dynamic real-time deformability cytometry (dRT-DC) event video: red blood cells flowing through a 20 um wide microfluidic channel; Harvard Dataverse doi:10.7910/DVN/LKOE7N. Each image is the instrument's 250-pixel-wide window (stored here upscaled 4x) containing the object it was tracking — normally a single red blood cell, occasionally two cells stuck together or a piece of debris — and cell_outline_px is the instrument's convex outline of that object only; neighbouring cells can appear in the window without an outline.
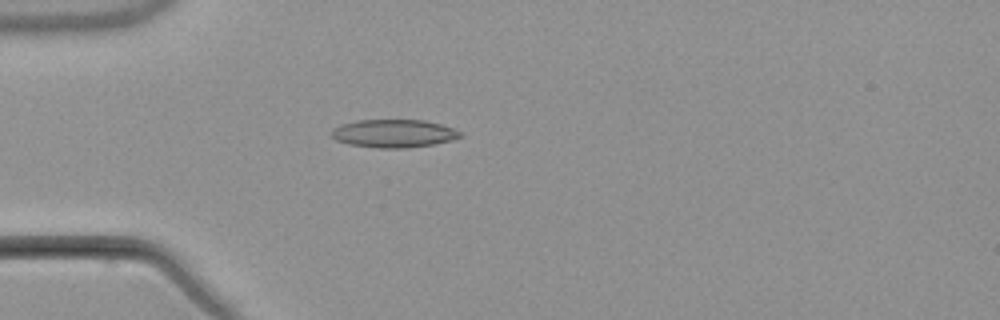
{"species": "common noctule bat (a hibernating species)", "species_latin": "Nyctalus noctula", "temperature_condition": "warm", "stored_images_in_passage": 4, "camera_frame_rate_fps": 3000, "um_per_image_px": 0.085, "animal": {"sex": "male", "body_mass_g": 21.5, "forearm_length_mm": 52.0}, "frame": {"image": 1, "passage_image": 4, "time_ms": 4.667, "image_size_px": [1000, 320], "cell_outline_px": [[464, 136], [452, 140], [432, 144], [408, 148], [380, 148], [348, 144], [336, 140], [332, 136], [332, 128], [340, 124], [356, 120], [424, 120], [440, 124], [452, 128], [460, 132]], "centroid_in_image_um": [33.45, 11.34], "position_along_channel_um": 51.5, "area_um2": 21.04}}